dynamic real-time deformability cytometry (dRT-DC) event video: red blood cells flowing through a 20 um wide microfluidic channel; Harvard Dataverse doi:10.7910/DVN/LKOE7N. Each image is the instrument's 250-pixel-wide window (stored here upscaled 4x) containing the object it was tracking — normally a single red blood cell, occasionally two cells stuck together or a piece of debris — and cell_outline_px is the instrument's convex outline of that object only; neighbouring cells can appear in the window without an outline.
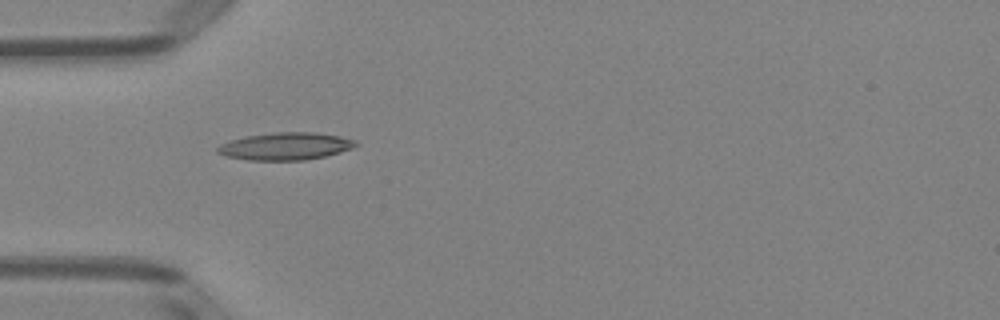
{"species": "Egyptian fruit bat (a non-hibernating species)", "species_latin": "Rousettus aegyptiacus", "temperature_condition": "room temperature", "stored_images_in_passage": 36, "camera_frame_rate_fps": 3000, "um_per_image_px": 0.085, "animal": {"sex": "female"}, "frame": {"image": 1, "passage_image": 1, "time_ms": 0.0, "image_size_px": [1000, 320], "cell_outline_px": [[356, 144], [352, 148], [340, 152], [324, 156], [304, 160], [248, 160], [228, 156], [216, 152], [216, 148], [220, 144], [232, 140], [248, 136], [272, 132], [316, 132], [340, 136], [356, 140]], "centroid_in_image_um": [24.27, 12.42], "position_along_channel_um": 60.7, "area_um2": 21.91}}
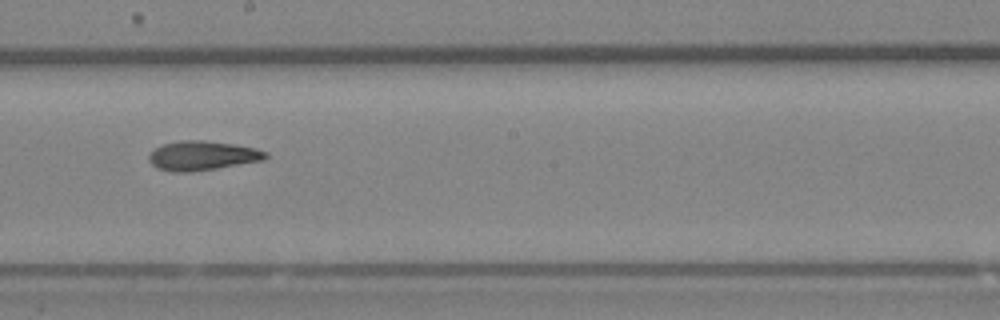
{"frame": {"image": 2, "passage_image": 14, "time_ms": 4.333, "image_size_px": [1000, 320], "cell_outline_px": [[268, 156], [264, 160], [192, 172], [172, 172], [156, 168], [148, 160], [148, 156], [156, 148], [164, 144], [180, 140], [204, 140], [236, 144], [256, 148], [268, 152]], "centroid_in_image_um": [17.21, 13.23], "position_along_channel_um": 231.0, "area_um2": 20.06}}
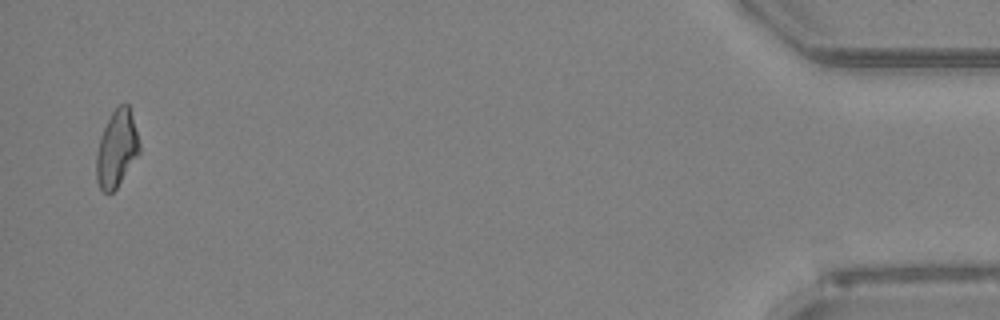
{"frame": {"image": 3, "passage_image": 35, "time_ms": 11.333, "image_size_px": [1000, 320], "cell_outline_px": [[140, 152], [116, 188], [112, 192], [104, 192], [100, 188], [96, 180], [96, 156], [100, 136], [112, 112], [120, 104], [128, 104], [132, 116], [140, 144]], "centroid_in_image_um": [9.91, 12.65], "position_along_channel_um": 425.3, "area_um2": 18.96}, "authors_computed_cell_mechanics": {"area_um2": 19.5942, "velocity_mm_per_s": 3.9987, "shape_relaxation_time_tau1_ms": 6.2729, "shape_relaxation_time_tau2_ms": 3.854, "deformation_change_tau1": 0.1708, "deformation_change_tau2": 0.1366}}